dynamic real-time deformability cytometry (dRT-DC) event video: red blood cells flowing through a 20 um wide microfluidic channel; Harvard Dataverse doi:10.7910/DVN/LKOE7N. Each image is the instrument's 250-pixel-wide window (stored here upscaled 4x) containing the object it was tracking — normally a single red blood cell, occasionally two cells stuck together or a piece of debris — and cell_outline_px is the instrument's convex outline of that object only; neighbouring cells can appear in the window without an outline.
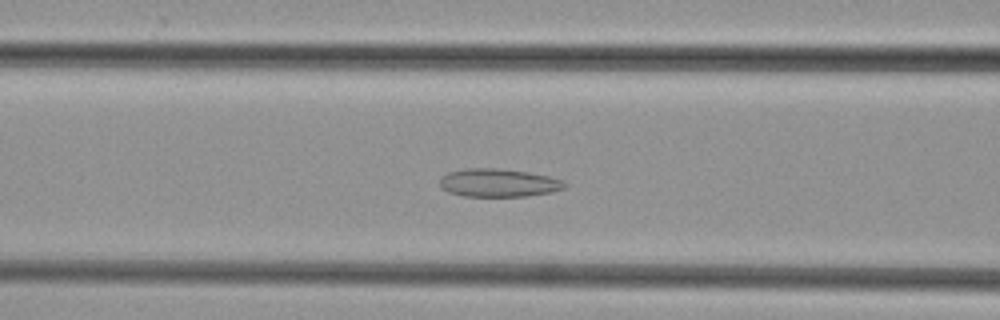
{"species": "common noctule bat (a hibernating species)", "species_latin": "Nyctalus noctula", "temperature_condition": "cold", "stored_images_in_passage": 47, "camera_frame_rate_fps": 3000, "um_per_image_px": 0.085, "animal": {"sex": "female", "body_mass_g": 29.2, "forearm_length_mm": 56.3}, "frame": {"image": 1, "passage_image": 18, "time_ms": 5.667, "image_size_px": [1000, 320], "cell_outline_px": [[568, 184], [564, 188], [552, 192], [528, 196], [464, 196], [448, 192], [440, 188], [440, 176], [448, 172], [464, 168], [496, 168], [528, 172], [548, 176], [564, 180]], "centroid_in_image_um": [42.36, 15.53], "position_along_channel_um": 124.2, "area_um2": 20.69}}
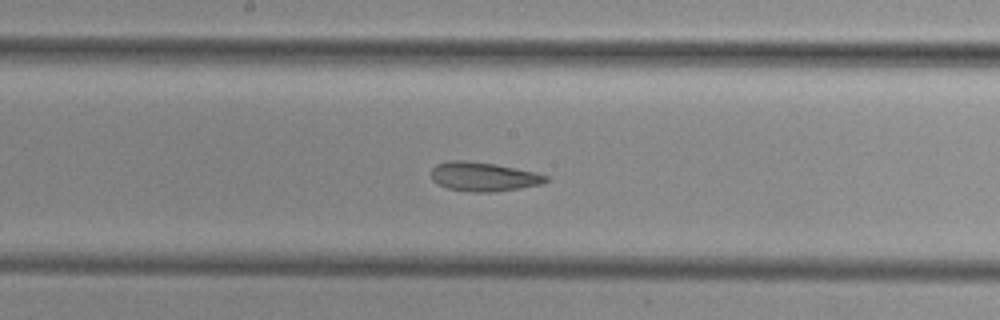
{"frame": {"image": 2, "passage_image": 24, "time_ms": 7.667, "image_size_px": [1000, 320], "cell_outline_px": [[548, 180], [540, 184], [520, 188], [492, 192], [472, 192], [448, 188], [432, 180], [432, 168], [436, 164], [448, 160], [464, 160], [496, 164], [536, 172], [548, 176]], "centroid_in_image_um": [41.09, 15.0], "position_along_channel_um": 207.1, "area_um2": 19.36}}
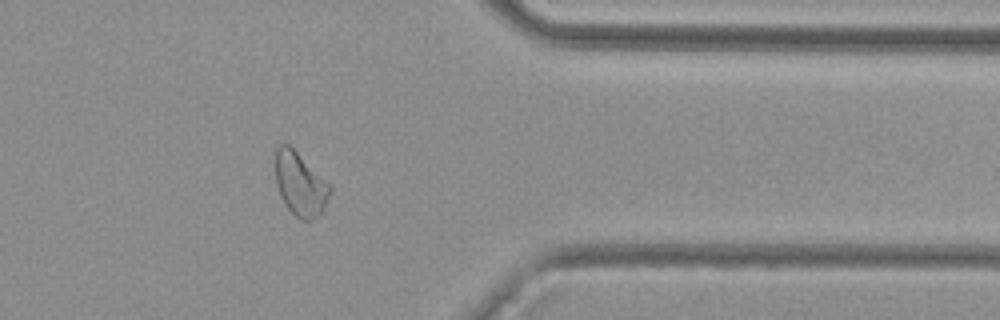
{"frame": {"image": 3, "passage_image": 38, "time_ms": 12.333, "image_size_px": [1000, 320], "cell_outline_px": [[332, 192], [320, 216], [312, 220], [300, 220], [284, 204], [280, 196], [276, 184], [276, 144], [288, 144], [332, 184]], "centroid_in_image_um": [25.55, 15.66], "position_along_channel_um": 385.8, "area_um2": 20.52}}